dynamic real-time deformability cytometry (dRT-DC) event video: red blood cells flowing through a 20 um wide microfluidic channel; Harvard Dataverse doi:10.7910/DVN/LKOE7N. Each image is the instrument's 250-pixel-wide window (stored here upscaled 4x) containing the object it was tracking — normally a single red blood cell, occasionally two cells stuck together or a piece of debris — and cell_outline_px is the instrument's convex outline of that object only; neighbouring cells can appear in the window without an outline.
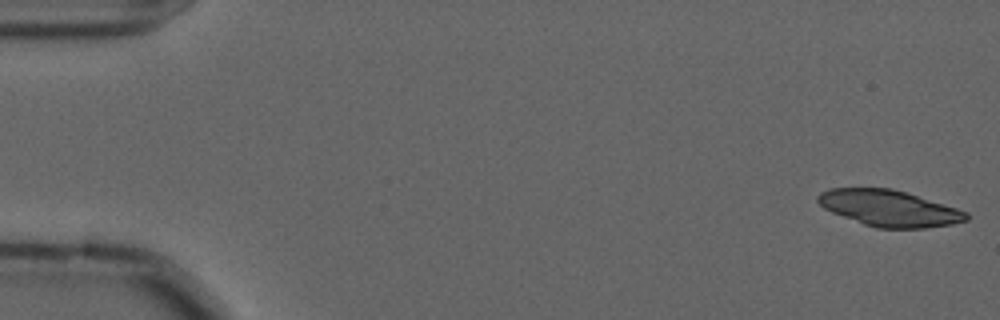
{"species": "common noctule bat (a hibernating species)", "species_latin": "Nyctalus noctula", "temperature_condition": "cold", "stored_images_in_passage": 55, "camera_frame_rate_fps": 3000, "um_per_image_px": 0.085, "animal": {"sex": "male", "forearm_length_mm": 52.5}, "frame": {"image": 1, "passage_image": 1, "time_ms": 0.0, "image_size_px": [1000, 320], "cell_outline_px": [[968, 220], [952, 224], [924, 228], [876, 228], [864, 224], [832, 212], [824, 208], [816, 200], [816, 196], [820, 192], [828, 188], [892, 188], [956, 208], [968, 212]], "centroid_in_image_um": [75.55, 17.7], "position_along_channel_um": 9.4, "area_um2": 31.1}}
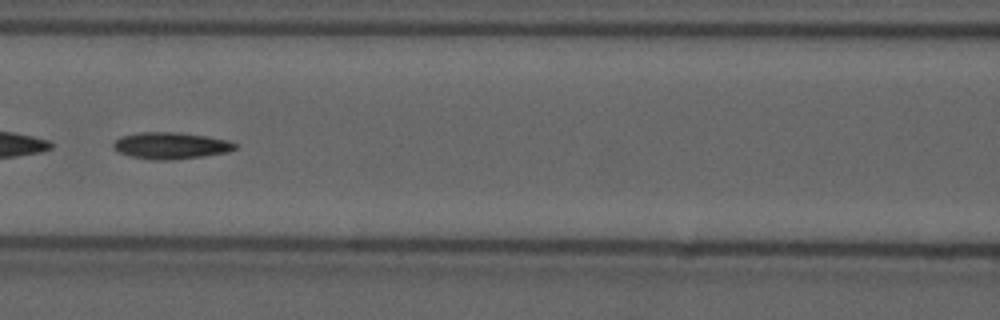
{"frame": {"image": 2, "passage_image": 25, "time_ms": 8.0, "image_size_px": [1000, 320], "cell_outline_px": [[236, 148], [228, 152], [172, 160], [152, 160], [132, 156], [120, 152], [112, 148], [112, 144], [120, 136], [140, 132], [180, 132], [208, 136], [228, 140], [236, 144]], "centroid_in_image_um": [14.5, 12.36], "position_along_channel_um": 152.1, "area_um2": 18.9}}
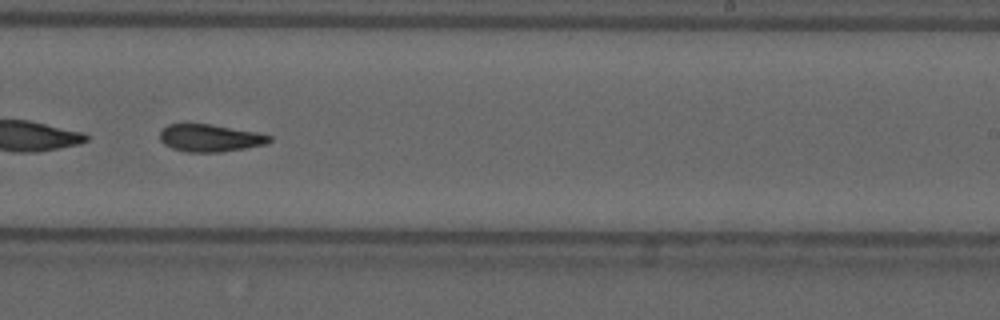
{"frame": {"image": 3, "passage_image": 35, "time_ms": 11.333, "image_size_px": [1000, 320], "cell_outline_px": [[272, 140], [268, 144], [220, 152], [184, 152], [172, 148], [164, 144], [160, 140], [160, 132], [168, 124], [212, 124], [256, 132], [272, 136]], "centroid_in_image_um": [17.86, 11.73], "position_along_channel_um": 271.1, "area_um2": 17.51}, "authors_computed_cell_mechanics": {"area_um2": 19.0162, "velocity_mm_per_s": 3.5915, "shape_relaxation_time_tau1_ms": null, "shape_relaxation_time_tau2_ms": 4.4103, "deformation_change_tau1": null, "deformation_change_tau2": 0.1332}}